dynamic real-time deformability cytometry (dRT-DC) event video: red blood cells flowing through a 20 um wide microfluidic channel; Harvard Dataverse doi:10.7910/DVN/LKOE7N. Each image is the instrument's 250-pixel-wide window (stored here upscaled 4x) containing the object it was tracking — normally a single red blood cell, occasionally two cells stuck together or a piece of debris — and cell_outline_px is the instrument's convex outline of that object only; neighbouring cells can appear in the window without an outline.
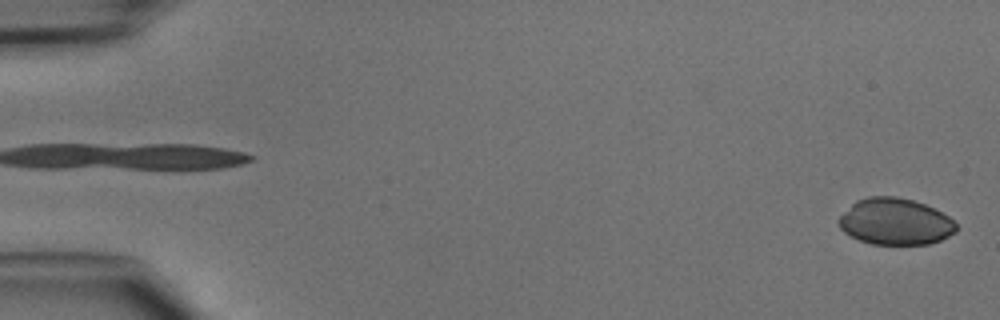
{"species": "common noctule bat (a hibernating species)", "species_latin": "Nyctalus noctula", "temperature_condition": "cold", "stored_images_in_passage": 47, "camera_frame_rate_fps": 3000, "um_per_image_px": 0.085, "animal": {"sex": "male", "body_mass_g": 15.6}, "frame": {"image": 1, "passage_image": 1, "time_ms": 0.0, "image_size_px": [1000, 320], "cell_outline_px": [[956, 232], [940, 240], [928, 244], [872, 244], [860, 240], [844, 232], [836, 224], [836, 220], [856, 200], [868, 196], [896, 196], [912, 200], [924, 204], [948, 216], [956, 224]], "centroid_in_image_um": [76.06, 18.83], "position_along_channel_um": 8.9, "area_um2": 31.73}}
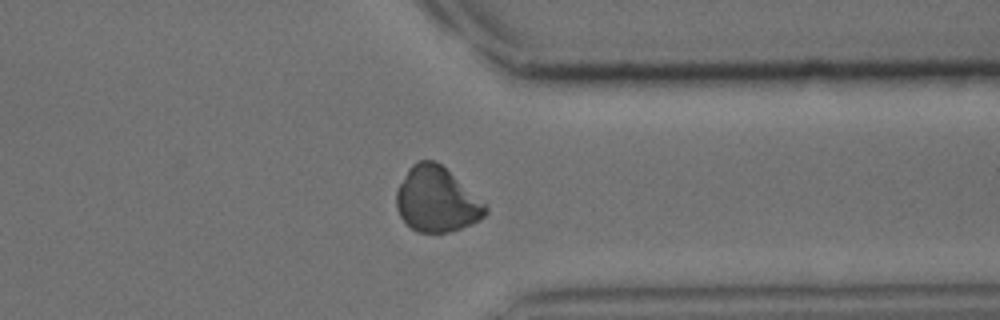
{"frame": {"image": 2, "passage_image": 37, "time_ms": 12.0, "image_size_px": [1000, 320], "cell_outline_px": [[488, 212], [480, 220], [472, 224], [448, 232], [416, 232], [400, 216], [396, 208], [396, 192], [408, 168], [416, 160], [436, 160], [488, 204]], "centroid_in_image_um": [37.14, 16.95], "position_along_channel_um": 374.3, "area_um2": 33.93}}